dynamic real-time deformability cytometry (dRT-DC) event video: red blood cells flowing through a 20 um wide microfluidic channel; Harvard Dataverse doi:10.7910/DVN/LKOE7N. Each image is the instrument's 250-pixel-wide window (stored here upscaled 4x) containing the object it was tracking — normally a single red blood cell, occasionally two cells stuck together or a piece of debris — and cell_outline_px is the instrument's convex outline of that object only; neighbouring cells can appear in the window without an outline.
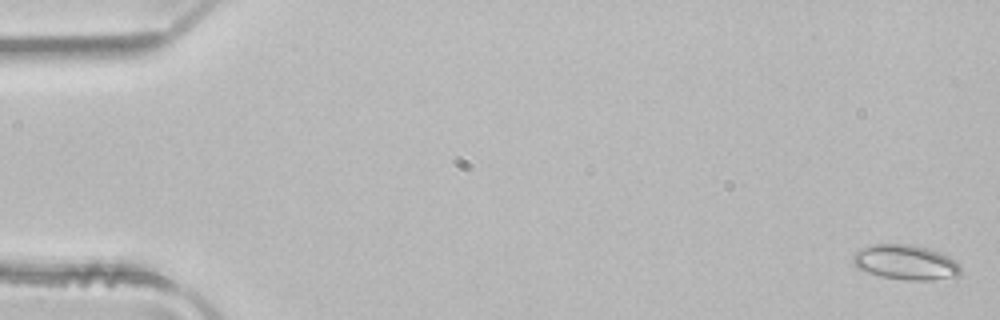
{"species": "common noctule bat (a hibernating species)", "species_latin": "Nyctalus noctula", "temperature_condition": "room temperature", "stored_images_in_passage": 3, "camera_frame_rate_fps": 3000, "um_per_image_px": 0.085, "animal": {"sex": "male", "body_mass_g": 21.5, "forearm_length_mm": 52.0}, "frame": {"image": 1, "passage_image": 1, "time_ms": 0.0, "image_size_px": [1000, 320], "cell_outline_px": [[960, 276], [932, 280], [904, 280], [880, 276], [856, 268], [852, 264], [852, 252], [872, 244], [912, 244], [928, 248], [940, 252], [948, 256], [960, 268]], "centroid_in_image_um": [76.91, 22.29], "position_along_channel_um": 8.1, "area_um2": 22.08}}
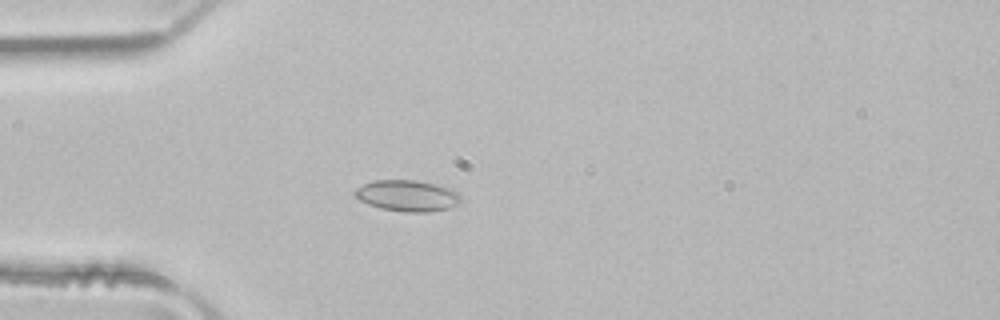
{"frame": {"image": 2, "passage_image": 3, "time_ms": 0.667, "image_size_px": [1000, 320], "cell_outline_px": [[460, 200], [456, 204], [448, 208], [432, 212], [404, 212], [380, 208], [368, 204], [360, 200], [352, 192], [356, 188], [372, 180], [416, 180], [452, 188], [460, 196]], "centroid_in_image_um": [34.6, 16.63], "position_along_channel_um": 50.4, "area_um2": 19.25}}